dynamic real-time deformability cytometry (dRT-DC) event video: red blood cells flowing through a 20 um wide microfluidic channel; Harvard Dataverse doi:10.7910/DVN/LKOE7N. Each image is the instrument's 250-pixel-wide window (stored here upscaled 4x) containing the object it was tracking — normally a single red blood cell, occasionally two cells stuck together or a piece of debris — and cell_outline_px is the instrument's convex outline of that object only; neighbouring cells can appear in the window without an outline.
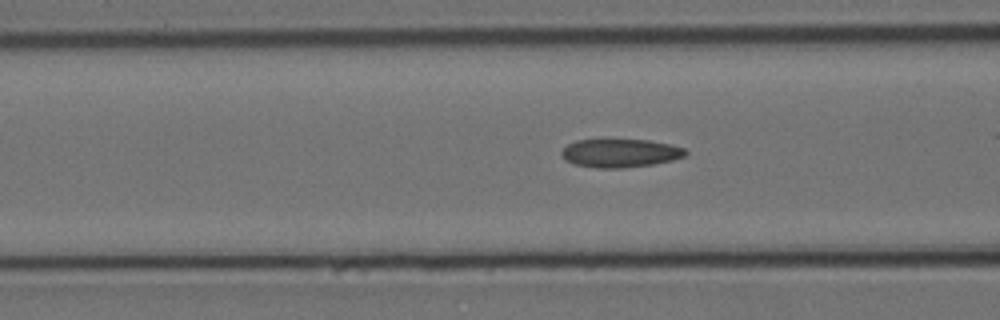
{"species": "Egyptian fruit bat (a non-hibernating species)", "species_latin": "Rousettus aegyptiacus", "temperature_condition": "cold", "stored_images_in_passage": 34, "camera_frame_rate_fps": 3000, "um_per_image_px": 0.085, "animal": {"sex": "female"}, "frame": {"image": 1, "passage_image": 10, "time_ms": 3.0, "image_size_px": [1000, 320], "cell_outline_px": [[688, 152], [684, 156], [672, 160], [652, 164], [624, 168], [596, 168], [572, 164], [564, 160], [560, 152], [568, 144], [576, 140], [604, 136], [648, 140], [668, 144], [684, 148]], "centroid_in_image_um": [52.63, 12.96], "position_along_channel_um": 114.0, "area_um2": 21.5}}
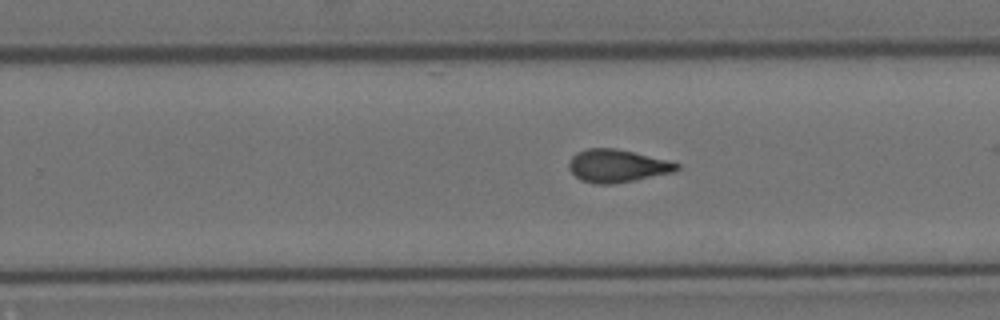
{"frame": {"image": 2, "passage_image": 24, "time_ms": 7.667, "image_size_px": [1000, 320], "cell_outline_px": [[680, 168], [676, 172], [612, 184], [596, 184], [580, 180], [568, 168], [568, 160], [576, 152], [588, 148], [616, 148], [672, 160], [680, 164]], "centroid_in_image_um": [52.49, 14.09], "position_along_channel_um": 277.3, "area_um2": 20.98}}
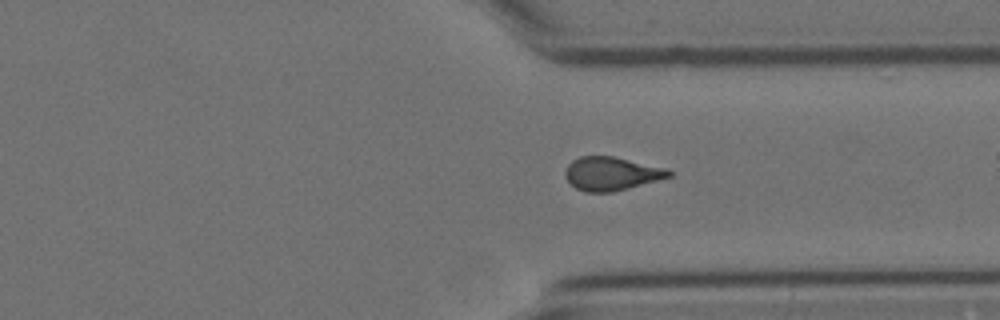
{"frame": {"image": 3, "passage_image": 31, "time_ms": 10.0, "image_size_px": [1000, 320], "cell_outline_px": [[672, 176], [628, 188], [612, 192], [584, 192], [576, 188], [564, 176], [564, 172], [568, 164], [572, 160], [580, 156], [612, 156], [668, 168], [672, 172]], "centroid_in_image_um": [51.96, 14.75], "position_along_channel_um": 359.4, "area_um2": 20.23}}